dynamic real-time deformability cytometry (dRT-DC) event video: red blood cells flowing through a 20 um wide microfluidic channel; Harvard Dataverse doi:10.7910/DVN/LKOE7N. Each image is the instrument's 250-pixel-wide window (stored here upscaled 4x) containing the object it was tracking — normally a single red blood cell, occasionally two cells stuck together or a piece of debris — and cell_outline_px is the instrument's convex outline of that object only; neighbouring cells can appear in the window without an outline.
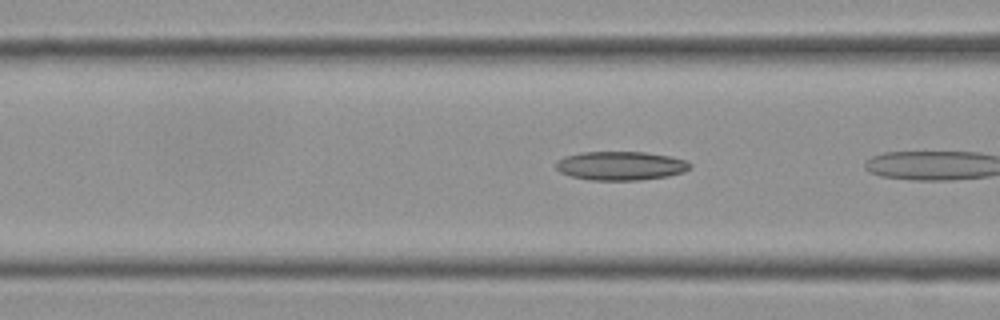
{"species": "Egyptian fruit bat (a non-hibernating species)", "species_latin": "Rousettus aegyptiacus", "temperature_condition": "cold", "stored_images_in_passage": 5, "camera_frame_rate_fps": 3000, "um_per_image_px": 0.085, "frame": {"image": 1, "passage_image": 4, "time_ms": 1.0, "image_size_px": [1000, 320], "cell_outline_px": [[692, 164], [684, 172], [668, 176], [640, 180], [588, 180], [572, 176], [560, 172], [556, 168], [556, 160], [564, 156], [580, 152], [644, 152], [672, 156], [684, 160]], "centroid_in_image_um": [52.73, 14.09], "position_along_channel_um": 113.9, "area_um2": 22.6}}